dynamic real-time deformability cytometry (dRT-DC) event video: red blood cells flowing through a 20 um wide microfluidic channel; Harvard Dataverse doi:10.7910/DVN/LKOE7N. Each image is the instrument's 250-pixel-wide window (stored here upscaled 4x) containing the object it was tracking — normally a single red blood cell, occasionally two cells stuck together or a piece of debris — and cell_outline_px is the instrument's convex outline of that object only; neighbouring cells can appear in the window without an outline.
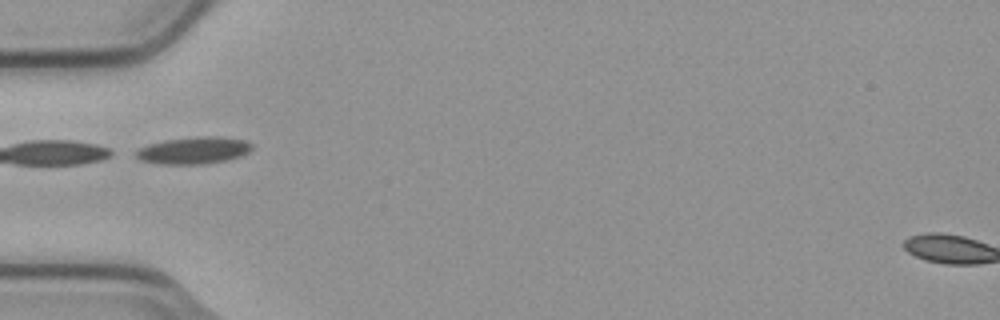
{"species": "common noctule bat (a hibernating species)", "species_latin": "Nyctalus noctula", "temperature_condition": "cold", "stored_images_in_passage": 3, "camera_frame_rate_fps": 3000, "um_per_image_px": 0.085, "animal": {"sex": "male", "body_mass_g": 23.1, "forearm_length_mm": 52.7}, "frame": {"image": 1, "passage_image": 1, "time_ms": 0.0, "image_size_px": [1000, 320], "cell_outline_px": [[252, 148], [248, 152], [240, 156], [224, 160], [204, 164], [160, 164], [140, 160], [136, 156], [136, 152], [140, 148], [148, 144], [164, 140], [196, 136], [220, 136], [248, 140], [252, 144]], "centroid_in_image_um": [16.48, 12.77], "position_along_channel_um": 68.5, "area_um2": 18.32}}
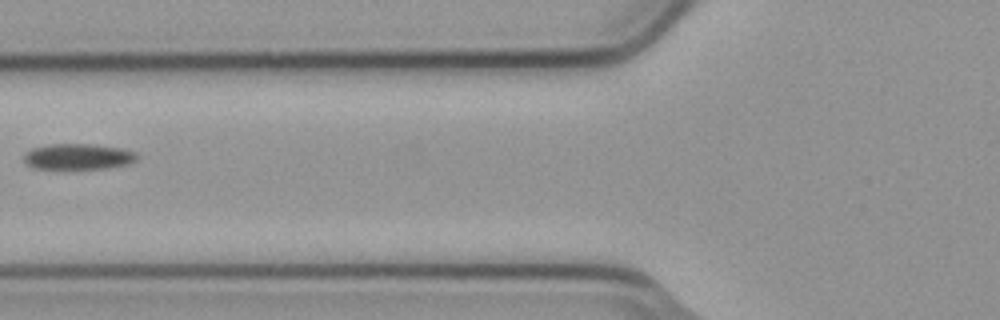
{"frame": {"image": 2, "passage_image": 2, "time_ms": 0.333, "image_size_px": [1000, 320], "cell_outline_px": [[140, 156], [132, 164], [108, 168], [36, 168], [28, 164], [24, 160], [24, 156], [32, 148], [48, 144], [96, 144], [120, 148], [136, 152]], "centroid_in_image_um": [6.73, 13.3], "position_along_channel_um": 119.1, "area_um2": 16.99}}
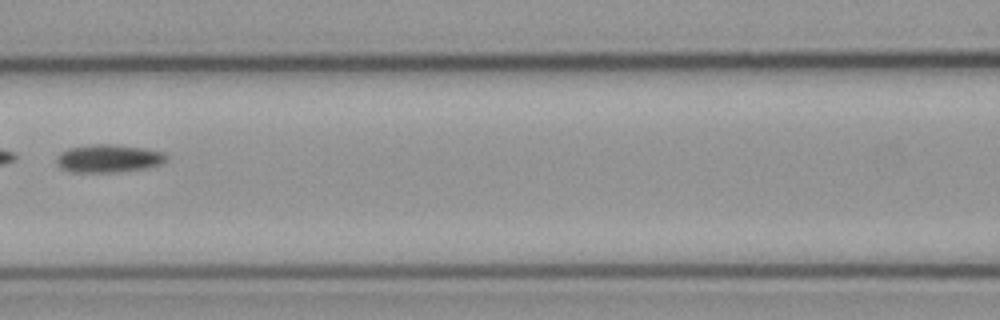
{"frame": {"image": 3, "passage_image": 3, "time_ms": 0.667, "image_size_px": [1000, 320], "cell_outline_px": [[168, 156], [160, 164], [148, 168], [116, 172], [72, 172], [60, 168], [56, 164], [56, 156], [60, 152], [68, 148], [92, 144], [112, 144], [144, 148], [164, 152]], "centroid_in_image_um": [9.19, 13.47], "position_along_channel_um": 157.4, "area_um2": 18.03}}